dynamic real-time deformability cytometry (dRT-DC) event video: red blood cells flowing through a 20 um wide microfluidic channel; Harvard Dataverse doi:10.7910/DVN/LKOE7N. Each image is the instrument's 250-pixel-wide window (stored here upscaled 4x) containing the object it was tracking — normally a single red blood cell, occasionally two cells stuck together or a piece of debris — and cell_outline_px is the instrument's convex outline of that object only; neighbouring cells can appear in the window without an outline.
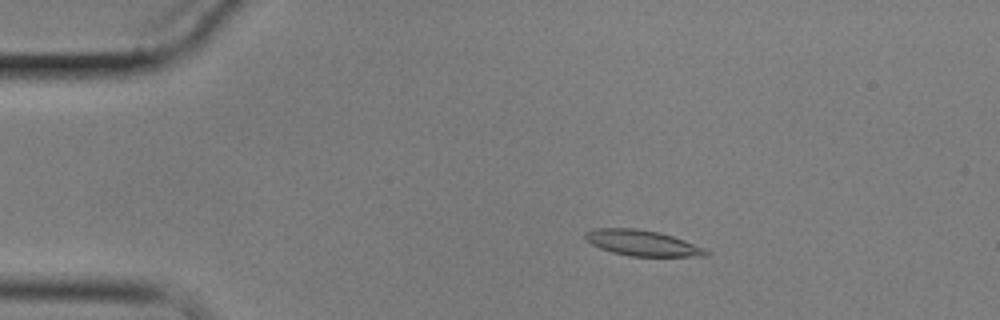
{"species": "common noctule bat (a hibernating species)", "species_latin": "Nyctalus noctula", "temperature_condition": "cold", "stored_images_in_passage": 6, "camera_frame_rate_fps": 3000, "um_per_image_px": 0.085, "animal": {"sex": "male", "body_mass_g": 17.9}, "frame": {"image": 1, "passage_image": 3, "time_ms": 2.667, "image_size_px": [1000, 320], "cell_outline_px": [[712, 252], [708, 256], [632, 256], [612, 252], [600, 248], [592, 244], [584, 236], [584, 232], [596, 228], [636, 228], [660, 232], [684, 240], [704, 248]], "centroid_in_image_um": [54.61, 20.65], "position_along_channel_um": 30.4, "area_um2": 18.03}}
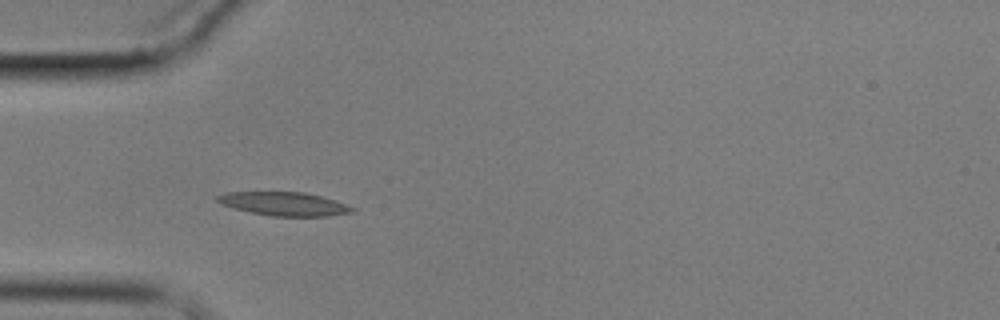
{"frame": {"image": 2, "passage_image": 5, "time_ms": 5.0, "image_size_px": [1000, 320], "cell_outline_px": [[356, 212], [328, 216], [272, 216], [232, 208], [216, 200], [216, 196], [228, 192], [304, 192], [336, 200], [356, 208]], "centroid_in_image_um": [24.21, 17.33], "position_along_channel_um": 60.8, "area_um2": 18.5}}
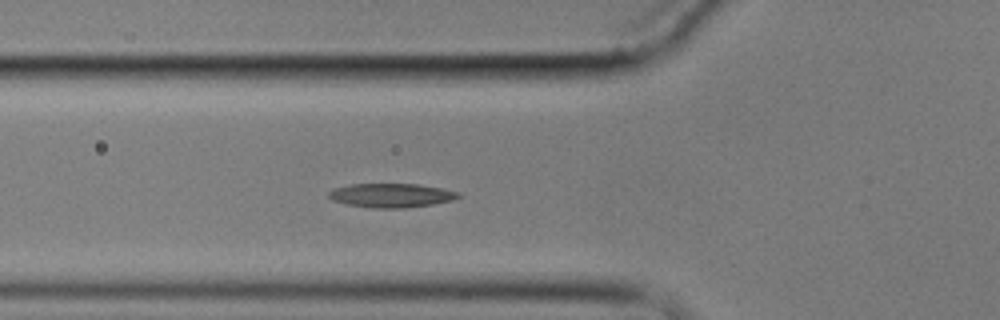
{"frame": {"image": 3, "passage_image": 6, "time_ms": 6.0, "image_size_px": [1000, 320], "cell_outline_px": [[460, 196], [452, 200], [432, 204], [404, 208], [372, 208], [348, 204], [332, 200], [328, 196], [328, 192], [332, 188], [352, 184], [420, 184], [444, 188], [460, 192]], "centroid_in_image_um": [33.26, 16.6], "position_along_channel_um": 92.5, "area_um2": 18.21}}